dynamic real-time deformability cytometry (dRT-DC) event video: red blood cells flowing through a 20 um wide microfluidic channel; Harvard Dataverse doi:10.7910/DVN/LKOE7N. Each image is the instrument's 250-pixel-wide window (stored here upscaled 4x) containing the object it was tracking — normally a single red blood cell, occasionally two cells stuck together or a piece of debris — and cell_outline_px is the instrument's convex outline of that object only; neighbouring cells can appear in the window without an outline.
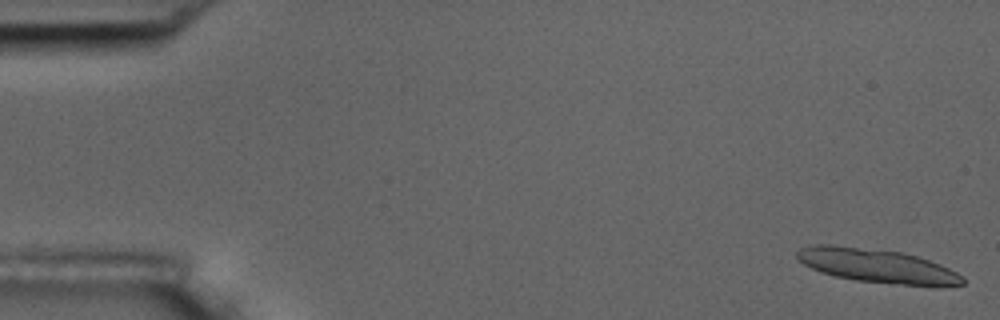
{"species": "common noctule bat (a hibernating species)", "species_latin": "Nyctalus noctula", "temperature_condition": "room temperature", "stored_images_in_passage": 8, "camera_frame_rate_fps": 3000, "um_per_image_px": 0.085, "animal": {"sex": "male", "body_mass_g": 17.5, "forearm_length_mm": 52.3}, "frame": {"image": 1, "passage_image": 1, "time_ms": 0.0, "image_size_px": [1000, 320], "cell_outline_px": [[964, 284], [940, 288], [892, 284], [856, 280], [836, 276], [820, 272], [796, 260], [796, 252], [800, 248], [812, 244], [832, 244], [904, 252], [940, 264], [956, 272], [964, 280]], "centroid_in_image_um": [74.56, 22.6], "position_along_channel_um": 10.4, "area_um2": 33.23}}